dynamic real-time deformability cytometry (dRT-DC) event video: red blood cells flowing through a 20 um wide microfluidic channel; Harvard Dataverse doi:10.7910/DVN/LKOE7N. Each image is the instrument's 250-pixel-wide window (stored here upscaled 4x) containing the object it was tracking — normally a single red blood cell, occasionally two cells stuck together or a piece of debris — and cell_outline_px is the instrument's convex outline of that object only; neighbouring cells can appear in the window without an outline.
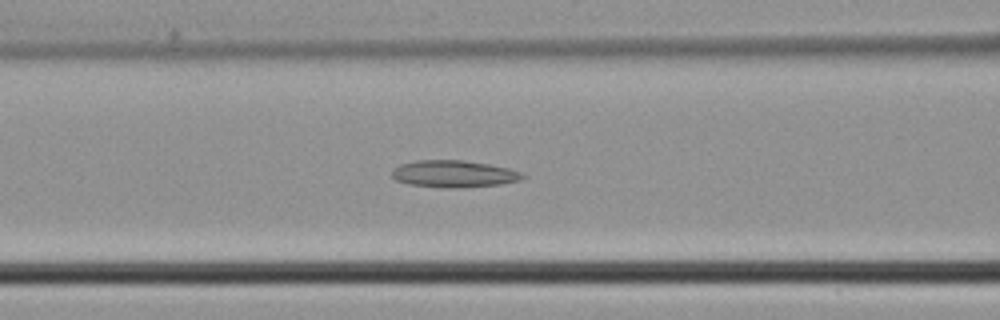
{"species": "common noctule bat (a hibernating species)", "species_latin": "Nyctalus noctula", "temperature_condition": "cold", "stored_images_in_passage": 43, "camera_frame_rate_fps": 3000, "um_per_image_px": 0.085, "animal": {"sex": "male", "body_mass_g": 21.5, "forearm_length_mm": 52.0}, "frame": {"image": 1, "passage_image": 16, "time_ms": 5.0, "image_size_px": [1000, 320], "cell_outline_px": [[524, 176], [520, 180], [500, 184], [460, 188], [444, 188], [408, 184], [396, 180], [392, 176], [392, 172], [400, 164], [416, 160], [464, 160], [488, 164], [508, 168], [520, 172]], "centroid_in_image_um": [38.55, 14.78], "position_along_channel_um": 128.0, "area_um2": 20.46}}
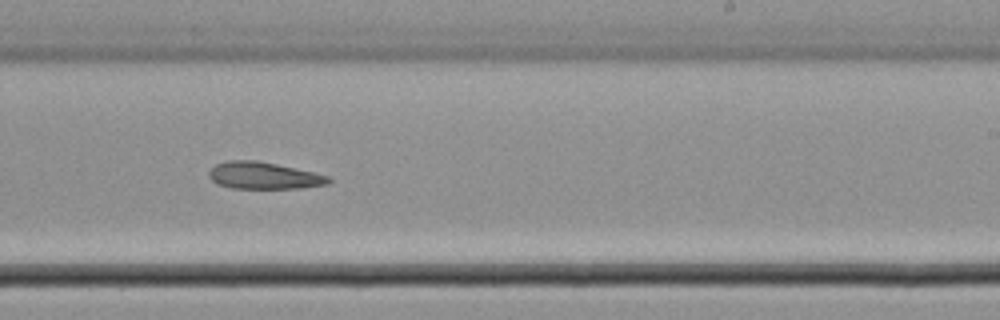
{"frame": {"image": 2, "passage_image": 25, "time_ms": 8.0, "image_size_px": [1000, 320], "cell_outline_px": [[332, 180], [328, 184], [300, 188], [232, 188], [216, 184], [208, 176], [208, 172], [216, 164], [228, 160], [256, 160], [276, 164], [312, 172], [328, 176]], "centroid_in_image_um": [22.38, 14.93], "position_along_channel_um": 266.6, "area_um2": 18.67}}
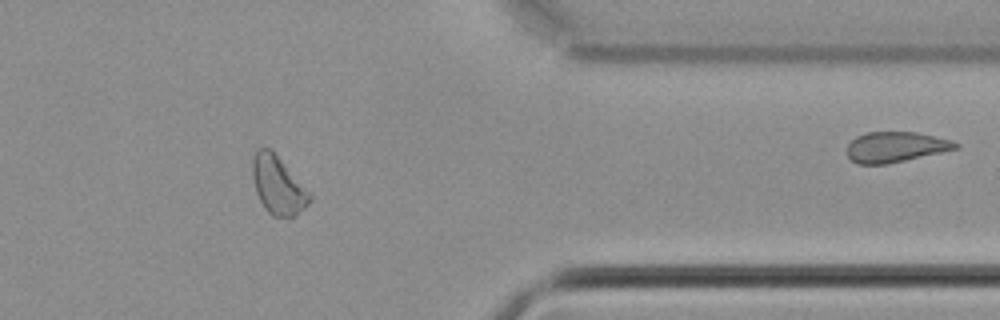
{"frame": {"image": 3, "passage_image": 34, "time_ms": 11.0, "image_size_px": [1000, 320], "cell_outline_px": [[312, 200], [304, 208], [288, 220], [272, 216], [264, 208], [256, 192], [252, 176], [252, 160], [256, 152], [260, 148], [268, 148], [312, 192]], "centroid_in_image_um": [23.65, 15.82], "position_along_channel_um": 387.7, "area_um2": 19.42}}